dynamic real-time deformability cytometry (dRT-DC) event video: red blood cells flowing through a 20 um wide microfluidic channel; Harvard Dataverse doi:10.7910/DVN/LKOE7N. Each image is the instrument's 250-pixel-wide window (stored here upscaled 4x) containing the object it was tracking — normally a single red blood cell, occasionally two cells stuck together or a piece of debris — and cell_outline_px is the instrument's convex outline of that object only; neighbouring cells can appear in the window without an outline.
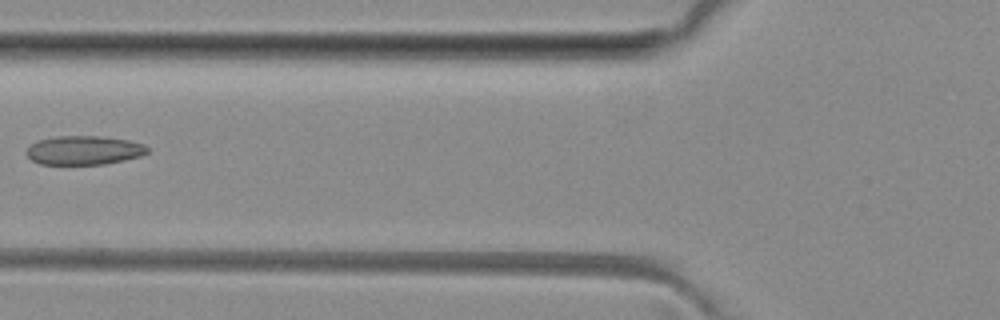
{"species": "common noctule bat (a hibernating species)", "species_latin": "Nyctalus noctula", "temperature_condition": "room temperature", "stored_images_in_passage": 6, "camera_frame_rate_fps": 3000, "um_per_image_px": 0.085, "animal": {"sex": "female", "body_mass_g": 29.2, "forearm_length_mm": 56.3}, "frame": {"image": 1, "passage_image": 6, "time_ms": 5.667, "image_size_px": [1000, 320], "cell_outline_px": [[148, 152], [140, 156], [124, 160], [104, 164], [40, 164], [32, 160], [24, 152], [32, 144], [40, 140], [56, 136], [100, 136], [128, 140], [144, 144], [148, 148]], "centroid_in_image_um": [7.14, 12.77], "position_along_channel_um": 118.7, "area_um2": 20.29}}